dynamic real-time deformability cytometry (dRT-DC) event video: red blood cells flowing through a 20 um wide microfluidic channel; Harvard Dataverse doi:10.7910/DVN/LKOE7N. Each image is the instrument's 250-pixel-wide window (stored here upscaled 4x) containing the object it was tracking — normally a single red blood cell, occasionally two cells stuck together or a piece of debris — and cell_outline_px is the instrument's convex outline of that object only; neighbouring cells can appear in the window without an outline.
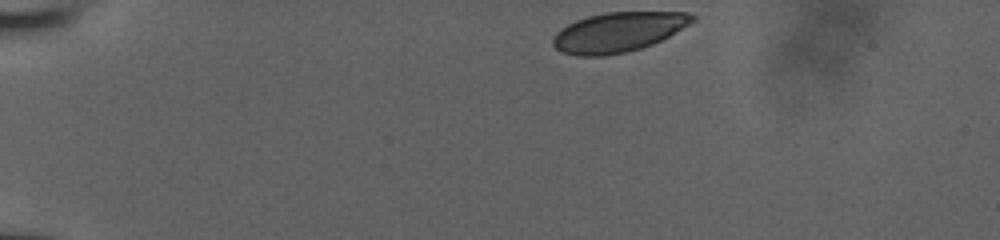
{"species": "human", "species_latin": "Homo sapiens", "temperature_condition": "room temperature", "stored_images_in_passage": 21, "camera_frame_rate_fps": 3000, "um_per_image_px": 0.085, "donor": {"sex": "male"}, "frame": {"image": 1, "passage_image": 1, "time_ms": 0.0, "image_size_px": [1000, 240], "cell_outline_px": [[696, 20], [668, 36], [652, 44], [640, 48], [624, 52], [604, 56], [576, 56], [564, 52], [556, 48], [552, 44], [552, 40], [556, 32], [568, 24], [576, 20], [588, 16], [604, 12], [684, 12], [696, 16]], "centroid_in_image_um": [52.53, 2.72], "position_along_channel_um": 32.5, "area_um2": 32.02}}
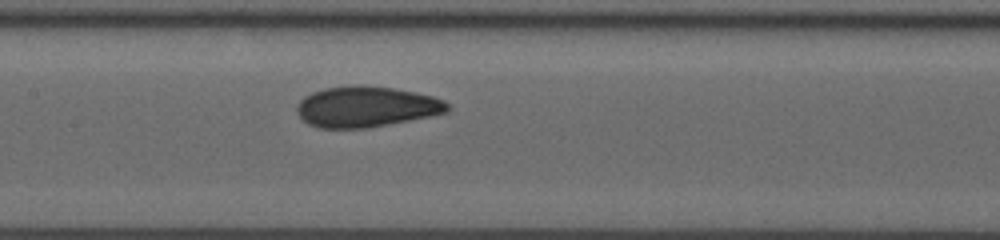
{"frame": {"image": 2, "passage_image": 12, "time_ms": 6.0, "image_size_px": [1000, 240], "cell_outline_px": [[452, 108], [448, 112], [368, 128], [320, 128], [308, 124], [296, 112], [296, 108], [300, 100], [304, 96], [312, 92], [324, 88], [360, 84], [364, 84], [392, 88], [416, 92], [432, 96], [444, 100]], "centroid_in_image_um": [31.12, 9.06], "position_along_channel_um": 176.3, "area_um2": 35.84}}
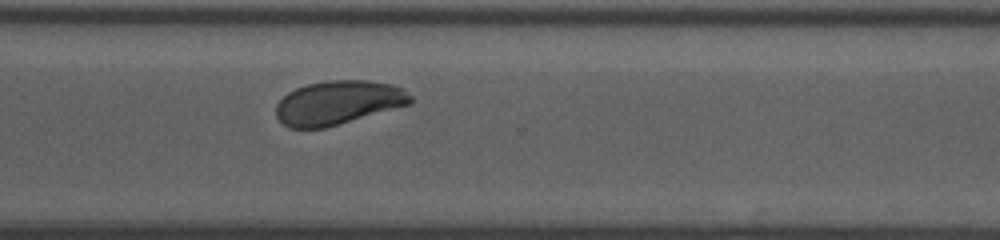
{"frame": {"image": 3, "passage_image": 21, "time_ms": 10.333, "image_size_px": [1000, 240], "cell_outline_px": [[412, 104], [324, 128], [288, 128], [276, 116], [276, 104], [288, 92], [296, 88], [308, 84], [328, 80], [368, 80], [392, 84], [400, 88], [412, 96]], "centroid_in_image_um": [28.74, 8.72], "position_along_channel_um": 341.9, "area_um2": 34.33}}